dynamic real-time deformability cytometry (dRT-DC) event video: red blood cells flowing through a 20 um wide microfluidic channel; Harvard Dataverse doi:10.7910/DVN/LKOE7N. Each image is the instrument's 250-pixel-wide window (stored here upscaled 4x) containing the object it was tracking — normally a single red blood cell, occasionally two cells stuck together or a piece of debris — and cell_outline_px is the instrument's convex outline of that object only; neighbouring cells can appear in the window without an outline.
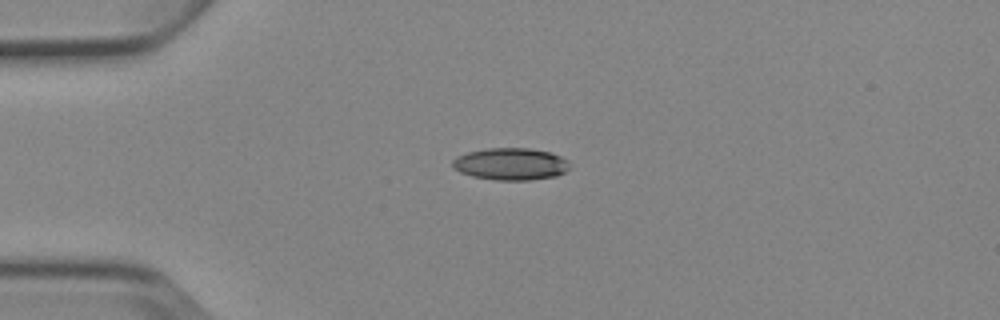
{"species": "Egyptian fruit bat (a non-hibernating species)", "species_latin": "Rousettus aegyptiacus", "temperature_condition": "cold", "stored_images_in_passage": 5, "camera_frame_rate_fps": 3000, "um_per_image_px": 0.085, "animal": {"sex": "female"}, "frame": {"image": 1, "passage_image": 5, "time_ms": 4.667, "image_size_px": [1000, 320], "cell_outline_px": [[572, 168], [556, 176], [528, 180], [496, 180], [472, 176], [460, 172], [452, 164], [452, 160], [456, 156], [468, 152], [488, 148], [528, 148], [548, 152], [560, 156], [568, 160]], "centroid_in_image_um": [43.43, 13.94], "position_along_channel_um": 41.6, "area_um2": 21.91}}